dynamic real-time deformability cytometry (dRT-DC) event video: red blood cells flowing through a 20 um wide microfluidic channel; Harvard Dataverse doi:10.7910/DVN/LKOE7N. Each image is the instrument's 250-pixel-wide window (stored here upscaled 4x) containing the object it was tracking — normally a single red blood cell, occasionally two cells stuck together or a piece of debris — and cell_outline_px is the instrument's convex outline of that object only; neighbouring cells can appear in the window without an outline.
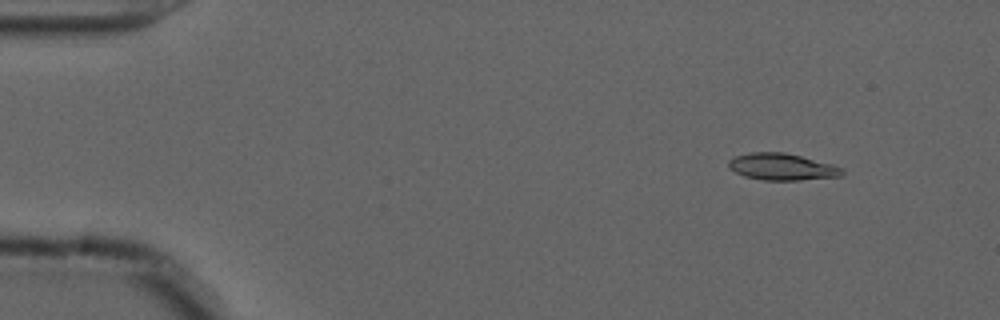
{"species": "common noctule bat (a hibernating species)", "species_latin": "Nyctalus noctula", "temperature_condition": "cold", "stored_images_in_passage": 50, "camera_frame_rate_fps": 3000, "um_per_image_px": 0.085, "animal": {"sex": "male", "forearm_length_mm": 52.5}, "frame": {"image": 1, "passage_image": 1, "time_ms": 0.0, "image_size_px": [1000, 320], "cell_outline_px": [[844, 172], [840, 176], [800, 180], [764, 180], [744, 176], [728, 168], [728, 160], [736, 156], [748, 152], [784, 152], [832, 164], [840, 168]], "centroid_in_image_um": [66.42, 14.17], "position_along_channel_um": 18.6, "area_um2": 17.57}}
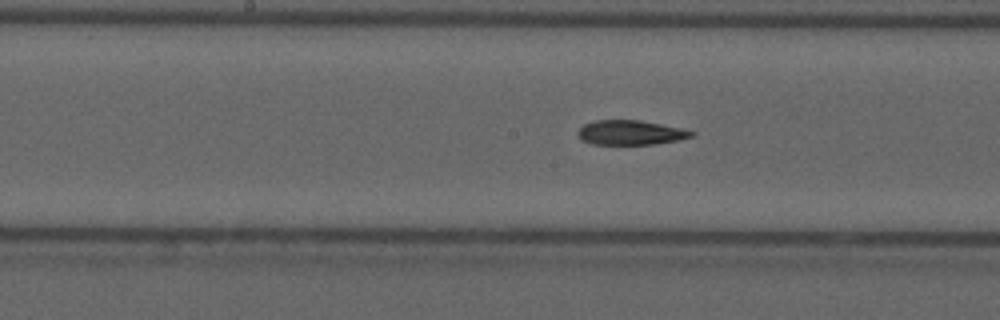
{"frame": {"image": 2, "passage_image": 23, "time_ms": 7.333, "image_size_px": [1000, 320], "cell_outline_px": [[696, 132], [692, 136], [676, 140], [652, 144], [592, 144], [580, 140], [576, 132], [584, 124], [592, 120], [640, 120], [680, 128]], "centroid_in_image_um": [53.52, 11.26], "position_along_channel_um": 194.7, "area_um2": 16.18}}
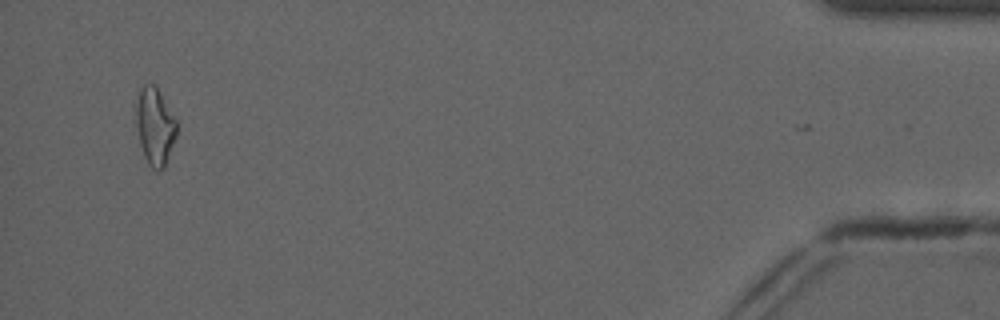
{"frame": {"image": 3, "passage_image": 48, "time_ms": 15.667, "image_size_px": [1000, 320], "cell_outline_px": [[176, 136], [164, 168], [152, 168], [148, 164], [144, 156], [140, 144], [136, 124], [136, 104], [140, 88], [144, 84], [152, 84], [156, 88], [176, 120]], "centroid_in_image_um": [13.15, 10.75], "position_along_channel_um": 422.1, "area_um2": 17.74}, "authors_computed_cell_mechanics": {"area_um2": 16.9932, "velocity_mm_per_s": 3.707, "shape_relaxation_time_tau1_ms": 7.609, "shape_relaxation_time_tau2_ms": 10.8213, "deformation_change_tau1": 0.1798, "deformation_change_tau2": 0.2359}}